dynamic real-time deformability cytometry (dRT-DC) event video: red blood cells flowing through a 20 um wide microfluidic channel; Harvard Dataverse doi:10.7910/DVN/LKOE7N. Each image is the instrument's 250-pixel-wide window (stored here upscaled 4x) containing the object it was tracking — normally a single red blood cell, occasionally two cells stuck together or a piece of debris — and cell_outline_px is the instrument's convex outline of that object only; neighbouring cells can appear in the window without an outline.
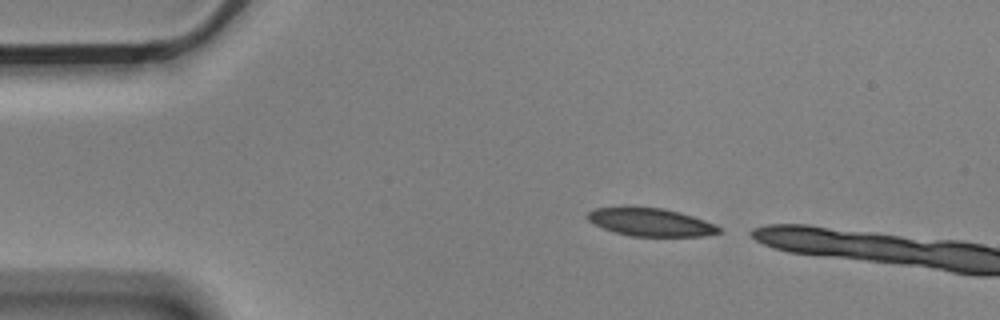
{"species": "Egyptian fruit bat (a non-hibernating species)", "species_latin": "Rousettus aegyptiacus", "temperature_condition": "cold", "stored_images_in_passage": 2, "camera_frame_rate_fps": 3000, "um_per_image_px": 0.085, "animal": {"sex": "male"}, "frame": {"image": 1, "passage_image": 1, "time_ms": 0.0, "image_size_px": [1000, 320], "cell_outline_px": [[720, 232], [704, 236], [632, 236], [616, 232], [604, 228], [588, 220], [588, 212], [596, 208], [624, 204], [664, 208], [680, 212], [704, 220], [720, 228]], "centroid_in_image_um": [55.24, 18.84], "position_along_channel_um": 29.8, "area_um2": 21.73}}